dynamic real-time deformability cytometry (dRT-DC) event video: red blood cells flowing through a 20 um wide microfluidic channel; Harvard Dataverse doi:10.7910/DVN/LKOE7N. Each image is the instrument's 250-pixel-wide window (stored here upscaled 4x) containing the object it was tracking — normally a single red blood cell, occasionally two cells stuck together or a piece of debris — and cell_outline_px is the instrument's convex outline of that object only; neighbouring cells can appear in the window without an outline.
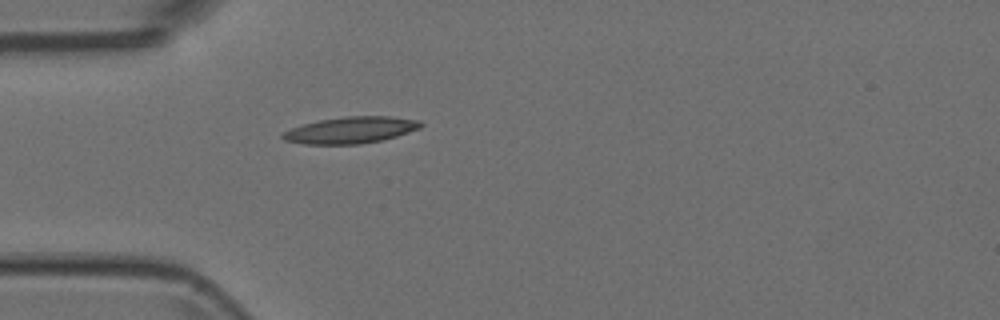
{"species": "Egyptian fruit bat (a non-hibernating species)", "species_latin": "Rousettus aegyptiacus", "temperature_condition": "room temperature", "stored_images_in_passage": 1, "camera_frame_rate_fps": 3000, "um_per_image_px": 0.085, "animal": {"sex": "female"}, "frame": {"image": 1, "passage_image": 1, "time_ms": 0.0, "image_size_px": [1000, 320], "cell_outline_px": [[424, 124], [420, 128], [384, 140], [360, 144], [304, 144], [284, 140], [280, 136], [284, 132], [292, 128], [304, 124], [320, 120], [344, 116], [388, 116], [420, 120]], "centroid_in_image_um": [29.84, 11.06], "position_along_channel_um": 55.2, "area_um2": 21.33}}